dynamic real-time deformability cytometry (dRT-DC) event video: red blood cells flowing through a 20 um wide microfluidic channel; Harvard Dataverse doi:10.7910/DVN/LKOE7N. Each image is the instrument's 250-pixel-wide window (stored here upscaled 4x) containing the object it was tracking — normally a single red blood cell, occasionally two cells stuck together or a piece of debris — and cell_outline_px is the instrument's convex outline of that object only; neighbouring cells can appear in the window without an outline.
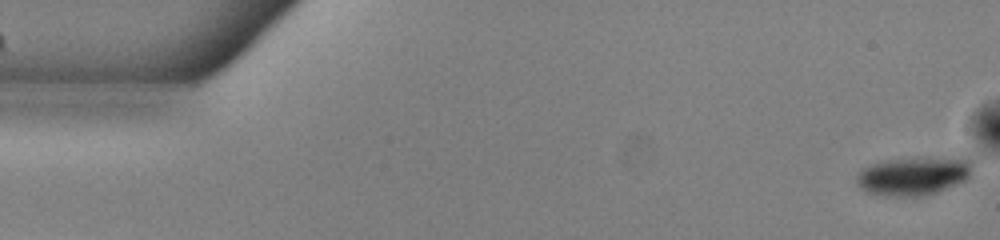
{"species": "common noctule bat (a hibernating species)", "species_latin": "Nyctalus noctula", "temperature_condition": "warm", "stored_images_in_passage": 52, "camera_frame_rate_fps": 3000, "um_per_image_px": 0.085, "animal": {"sex": "male", "body_mass_g": 13.0, "forearm_length_mm": 53.1}, "frame": {"image": 1, "passage_image": 1, "time_ms": 0.0, "image_size_px": [1000, 240], "cell_outline_px": [[972, 168], [968, 176], [964, 180], [936, 192], [920, 196], [896, 196], [868, 192], [860, 188], [856, 184], [856, 176], [864, 168], [872, 164], [884, 160], [956, 156], [964, 156], [972, 160]], "centroid_in_image_um": [77.68, 14.92], "position_along_channel_um": 7.3, "area_um2": 25.84}}
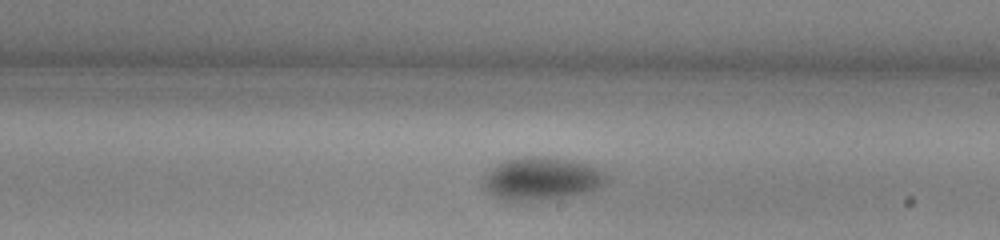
{"frame": {"image": 2, "passage_image": 30, "time_ms": 9.667, "image_size_px": [1000, 240], "cell_outline_px": [[608, 180], [604, 184], [592, 192], [568, 196], [512, 204], [500, 200], [488, 192], [484, 188], [484, 176], [488, 172], [504, 160], [524, 156], [544, 156], [588, 164], [600, 168], [608, 176]], "centroid_in_image_um": [46.04, 15.22], "position_along_channel_um": 243.0, "area_um2": 31.33}}
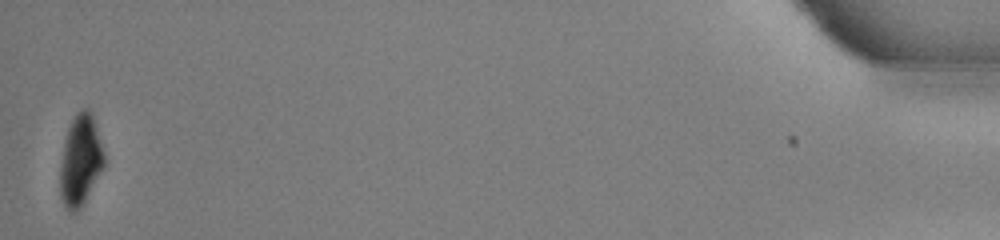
{"frame": {"image": 3, "passage_image": 52, "time_ms": 17.0, "image_size_px": [1000, 240], "cell_outline_px": [[104, 164], [80, 208], [72, 212], [64, 208], [60, 196], [60, 164], [64, 144], [68, 128], [76, 112], [80, 108], [88, 108], [92, 116], [104, 152]], "centroid_in_image_um": [6.8, 13.62], "position_along_channel_um": 428.4, "area_um2": 22.77}, "authors_computed_cell_mechanics": {"area_um2": 28.1775, "velocity_mm_per_s": 3.9, "shape_relaxation_time_tau1_ms": 3.7565, "shape_relaxation_time_tau2_ms": null, "deformation_change_tau1": 0.1224, "deformation_change_tau2": null}}